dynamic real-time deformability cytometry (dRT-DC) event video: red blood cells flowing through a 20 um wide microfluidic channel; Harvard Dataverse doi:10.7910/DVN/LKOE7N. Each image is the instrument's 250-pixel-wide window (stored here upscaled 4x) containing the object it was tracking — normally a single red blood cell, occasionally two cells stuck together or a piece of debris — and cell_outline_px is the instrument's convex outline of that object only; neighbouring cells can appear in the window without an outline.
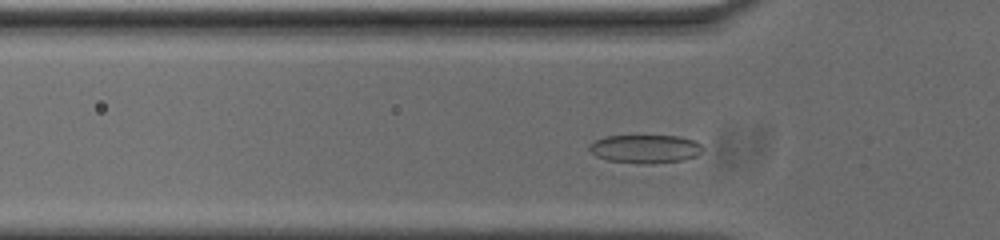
{"species": "common noctule bat (a hibernating species)", "species_latin": "Nyctalus noctula", "temperature_condition": "cold", "stored_images_in_passage": 44, "segment_of_instrument_passage": [1, 2], "camera_frame_rate_fps": 3000, "um_per_image_px": 0.085, "animal": {"sex": "male", "body_mass_g": 20.0, "forearm_length_mm": 53.3}, "frame": {"image": 1, "passage_image": 5, "time_ms": 1.333, "image_size_px": [1000, 240], "cell_outline_px": [[704, 148], [696, 156], [680, 160], [652, 164], [640, 164], [608, 160], [596, 156], [588, 148], [596, 140], [608, 136], [680, 136], [692, 140], [700, 144]], "centroid_in_image_um": [54.86, 12.66], "position_along_channel_um": 70.9, "area_um2": 18.55}}
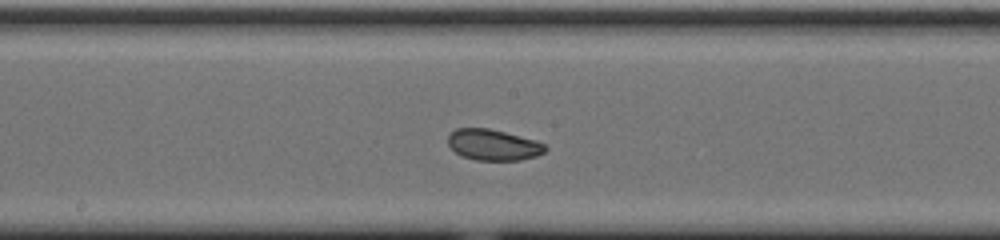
{"frame": {"image": 2, "passage_image": 16, "time_ms": 5.0, "image_size_px": [1000, 240], "cell_outline_px": [[548, 148], [544, 152], [536, 156], [520, 160], [476, 160], [460, 156], [448, 144], [448, 136], [456, 128], [488, 128], [504, 132], [532, 140], [544, 144]], "centroid_in_image_um": [41.9, 12.32], "position_along_channel_um": 206.3, "area_um2": 17.34}}
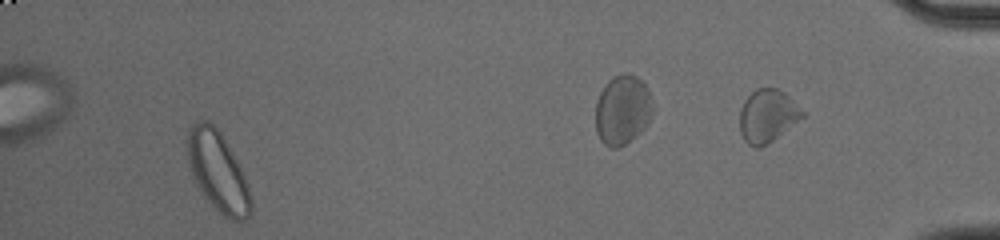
{"frame": {"image": 3, "passage_image": 40, "time_ms": 13.0, "image_size_px": [1000, 240], "cell_outline_px": [[252, 212], [244, 220], [232, 220], [224, 216], [204, 196], [192, 172], [188, 160], [188, 136], [192, 128], [200, 120], [208, 120], [220, 132], [240, 168], [244, 176], [252, 200]], "centroid_in_image_um": [18.55, 14.62], "position_along_channel_um": 416.7, "area_um2": 28.32}}